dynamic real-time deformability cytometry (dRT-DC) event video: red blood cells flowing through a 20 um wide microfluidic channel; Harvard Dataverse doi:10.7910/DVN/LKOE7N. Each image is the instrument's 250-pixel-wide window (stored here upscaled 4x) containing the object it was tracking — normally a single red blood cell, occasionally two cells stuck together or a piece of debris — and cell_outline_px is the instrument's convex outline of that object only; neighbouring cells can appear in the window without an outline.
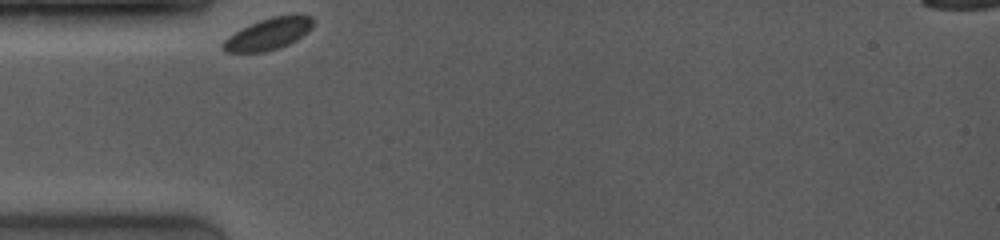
{"species": "common noctule bat (a hibernating species)", "species_latin": "Nyctalus noctula", "temperature_condition": "room temperature", "stored_images_in_passage": 4, "camera_frame_rate_fps": 4000, "um_per_image_px": 0.085, "animal": {"sex": "female", "body_mass_g": 19.0, "forearm_length_mm": 53.3}, "frame": {"image": 1, "passage_image": 1, "time_ms": 0.0, "image_size_px": [1000, 240], "cell_outline_px": [[312, 28], [308, 32], [296, 40], [280, 48], [264, 52], [228, 52], [220, 48], [220, 44], [228, 36], [260, 20], [272, 16], [292, 12], [300, 12], [312, 16]], "centroid_in_image_um": [22.87, 2.85], "position_along_channel_um": 62.1, "area_um2": 16.99}}
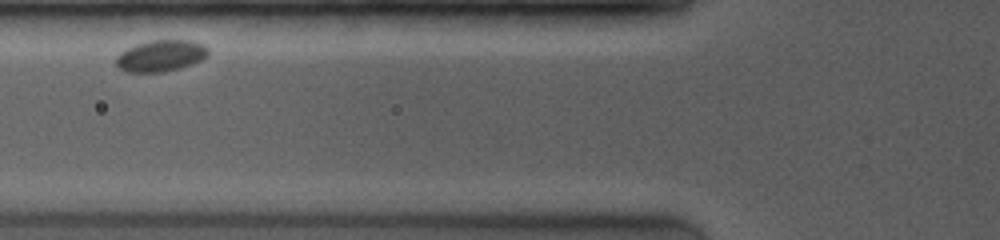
{"frame": {"image": 2, "passage_image": 2, "time_ms": 1.5, "image_size_px": [1000, 240], "cell_outline_px": [[208, 56], [192, 64], [180, 68], [164, 72], [124, 72], [116, 64], [116, 56], [120, 52], [136, 44], [152, 40], [196, 40], [204, 44], [208, 48]], "centroid_in_image_um": [13.69, 4.74], "position_along_channel_um": 112.1, "area_um2": 17.05}}